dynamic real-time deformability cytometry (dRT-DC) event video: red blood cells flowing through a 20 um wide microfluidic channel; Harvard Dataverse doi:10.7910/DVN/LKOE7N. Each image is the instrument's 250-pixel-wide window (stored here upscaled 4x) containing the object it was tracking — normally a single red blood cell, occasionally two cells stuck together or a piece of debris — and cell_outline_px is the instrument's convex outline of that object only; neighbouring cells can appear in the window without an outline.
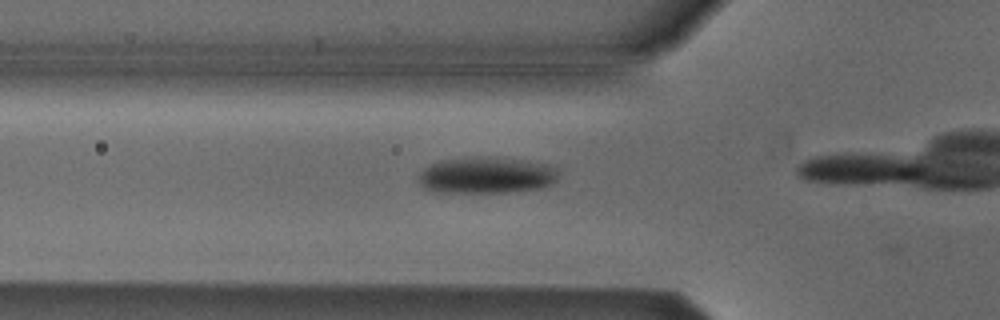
{"species": "Egyptian fruit bat (a non-hibernating species)", "species_latin": "Rousettus aegyptiacus", "temperature_condition": "cold", "stored_images_in_passage": 5, "camera_frame_rate_fps": 3000, "um_per_image_px": 0.085, "animal": {"sex": "male"}, "frame": {"image": 1, "passage_image": 3, "time_ms": 0.667, "image_size_px": [1000, 320], "cell_outline_px": [[560, 172], [556, 180], [552, 184], [540, 188], [508, 192], [432, 192], [424, 188], [416, 180], [416, 176], [424, 168], [440, 160], [476, 156], [492, 156], [528, 160], [548, 164], [556, 168]], "centroid_in_image_um": [41.34, 14.88], "position_along_channel_um": 84.5, "area_um2": 30.4}}